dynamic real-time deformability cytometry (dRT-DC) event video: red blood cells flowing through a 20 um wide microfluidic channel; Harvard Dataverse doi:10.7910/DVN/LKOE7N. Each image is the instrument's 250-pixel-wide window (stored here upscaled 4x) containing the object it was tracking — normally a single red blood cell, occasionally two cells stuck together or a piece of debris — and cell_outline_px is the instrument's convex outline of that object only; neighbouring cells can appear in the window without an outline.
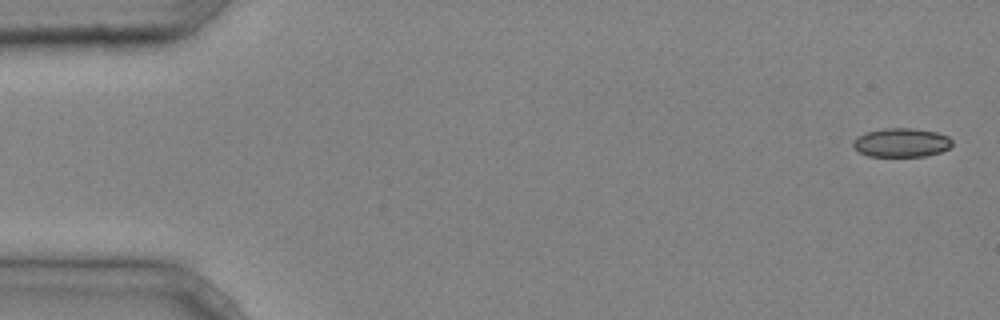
{"species": "common noctule bat (a hibernating species)", "species_latin": "Nyctalus noctula", "temperature_condition": "cold", "stored_images_in_passage": 4, "camera_frame_rate_fps": 3000, "um_per_image_px": 0.085, "animal": {"sex": "male", "body_mass_g": 20.4}, "frame": {"image": 1, "passage_image": 1, "time_ms": 0.0, "image_size_px": [1000, 320], "cell_outline_px": [[952, 144], [948, 148], [940, 152], [924, 156], [868, 156], [860, 152], [852, 144], [852, 140], [868, 132], [884, 128], [912, 128], [936, 132], [948, 136], [952, 140]], "centroid_in_image_um": [76.63, 12.12], "position_along_channel_um": 8.4, "area_um2": 16.47}}
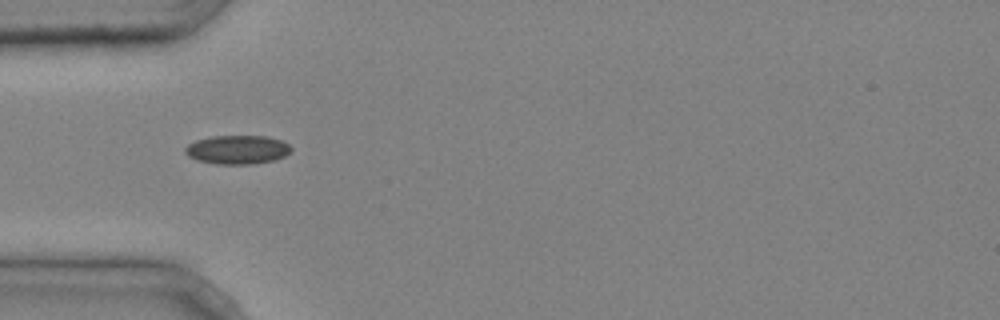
{"frame": {"image": 2, "passage_image": 4, "time_ms": 1.0, "image_size_px": [1000, 320], "cell_outline_px": [[292, 148], [284, 156], [276, 160], [248, 164], [216, 164], [196, 160], [188, 156], [184, 152], [184, 148], [188, 144], [196, 140], [212, 136], [264, 136], [280, 140], [288, 144]], "centroid_in_image_um": [20.13, 12.72], "position_along_channel_um": 64.9, "area_um2": 17.74}}